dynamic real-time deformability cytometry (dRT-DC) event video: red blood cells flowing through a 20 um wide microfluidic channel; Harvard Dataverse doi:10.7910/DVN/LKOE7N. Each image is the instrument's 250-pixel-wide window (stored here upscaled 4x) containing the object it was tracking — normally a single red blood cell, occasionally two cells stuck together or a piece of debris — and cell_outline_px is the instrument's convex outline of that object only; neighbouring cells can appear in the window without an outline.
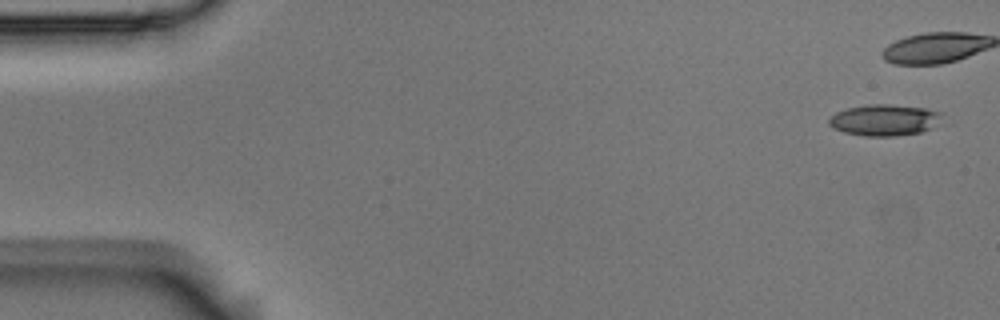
{"species": "Egyptian fruit bat (a non-hibernating species)", "species_latin": "Rousettus aegyptiacus", "temperature_condition": "room temperature", "stored_images_in_passage": 6, "camera_frame_rate_fps": 3000, "um_per_image_px": 0.085, "animal": {"sex": "male"}, "frame": {"image": 1, "passage_image": 1, "time_ms": 0.0, "image_size_px": [1000, 320], "cell_outline_px": [[944, 112], [928, 128], [920, 132], [896, 136], [864, 136], [844, 132], [832, 128], [828, 124], [828, 120], [836, 112], [848, 108], [868, 104], [892, 104], [928, 108]], "centroid_in_image_um": [75.12, 10.19], "position_along_channel_um": 9.9, "area_um2": 20.46}}
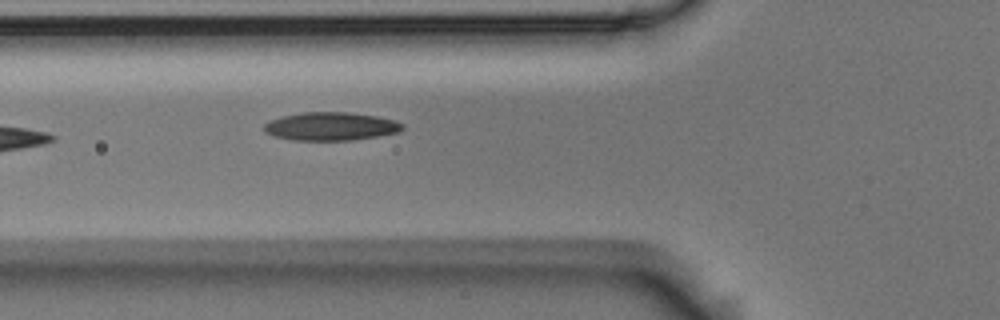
{"frame": {"image": 2, "passage_image": 6, "time_ms": 1.667, "image_size_px": [1000, 320], "cell_outline_px": [[404, 128], [400, 132], [352, 140], [292, 140], [272, 136], [264, 132], [264, 124], [280, 116], [304, 112], [348, 112], [376, 116], [396, 120], [404, 124]], "centroid_in_image_um": [28.12, 10.74], "position_along_channel_um": 97.7, "area_um2": 22.89}}